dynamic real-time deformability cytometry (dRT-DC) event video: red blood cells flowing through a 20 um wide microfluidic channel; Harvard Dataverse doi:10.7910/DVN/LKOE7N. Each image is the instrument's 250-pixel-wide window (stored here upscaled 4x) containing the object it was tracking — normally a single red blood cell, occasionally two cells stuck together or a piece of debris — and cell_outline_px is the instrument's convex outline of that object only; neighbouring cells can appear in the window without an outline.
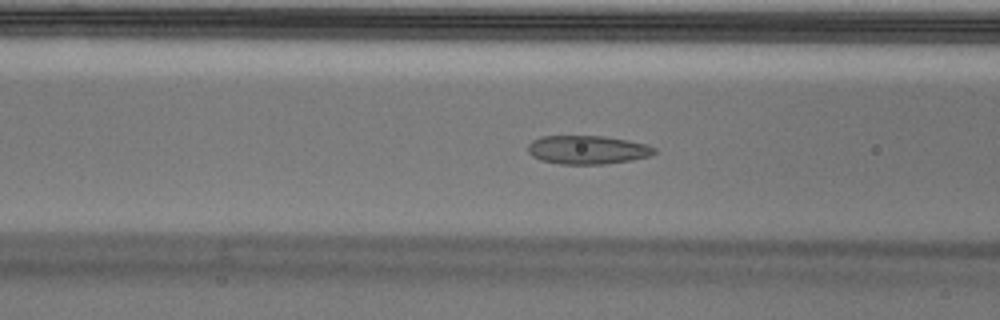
{"species": "Egyptian fruit bat (a non-hibernating species)", "species_latin": "Rousettus aegyptiacus", "temperature_condition": "cold", "stored_images_in_passage": 57, "camera_frame_rate_fps": 3000, "um_per_image_px": 0.085, "animal": {"sex": "male"}, "frame": {"image": 1, "passage_image": 22, "time_ms": 7.0, "image_size_px": [1000, 320], "cell_outline_px": [[656, 152], [648, 156], [632, 160], [604, 164], [560, 164], [540, 160], [532, 156], [528, 152], [528, 144], [532, 140], [540, 136], [604, 136], [628, 140], [648, 144], [656, 148]], "centroid_in_image_um": [49.93, 12.73], "position_along_channel_um": 116.7, "area_um2": 21.21}}
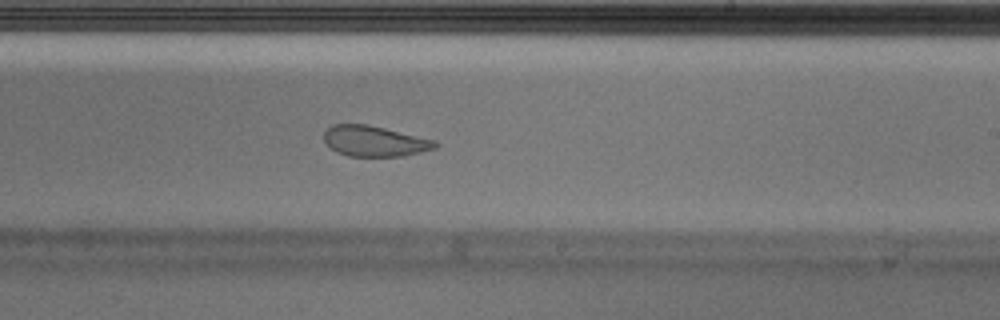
{"frame": {"image": 2, "passage_image": 34, "time_ms": 11.0, "image_size_px": [1000, 320], "cell_outline_px": [[440, 144], [436, 148], [420, 152], [400, 156], [348, 156], [336, 152], [328, 148], [324, 140], [324, 132], [332, 124], [368, 124], [436, 140]], "centroid_in_image_um": [31.82, 11.99], "position_along_channel_um": 257.2, "area_um2": 20.0}}
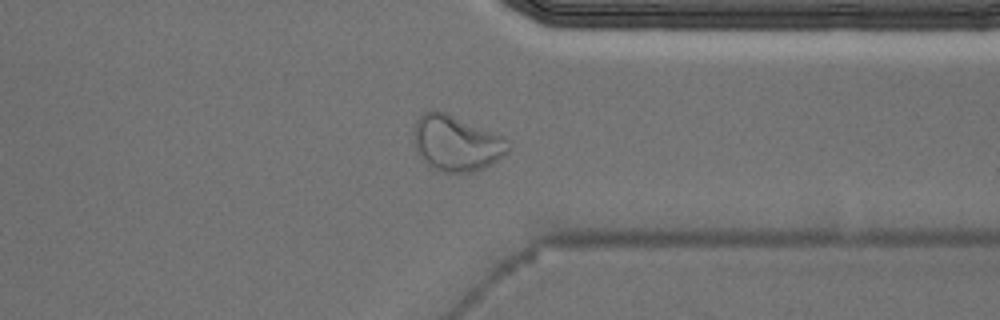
{"frame": {"image": 3, "passage_image": 44, "time_ms": 14.333, "image_size_px": [1000, 320], "cell_outline_px": [[512, 144], [508, 152], [504, 156], [492, 164], [484, 168], [472, 172], [440, 172], [424, 164], [416, 152], [412, 136], [412, 132], [416, 120], [424, 112], [432, 108], [444, 112], [500, 136]], "centroid_in_image_um": [38.72, 12.2], "position_along_channel_um": 372.7, "area_um2": 30.87}, "authors_computed_cell_mechanics": {"area_um2": 22.1374, "velocity_mm_per_s": 3.5105, "shape_relaxation_time_tau1_ms": null, "shape_relaxation_time_tau2_ms": 1.3975, "deformation_change_tau1": null, "deformation_change_tau2": 0.0612}}